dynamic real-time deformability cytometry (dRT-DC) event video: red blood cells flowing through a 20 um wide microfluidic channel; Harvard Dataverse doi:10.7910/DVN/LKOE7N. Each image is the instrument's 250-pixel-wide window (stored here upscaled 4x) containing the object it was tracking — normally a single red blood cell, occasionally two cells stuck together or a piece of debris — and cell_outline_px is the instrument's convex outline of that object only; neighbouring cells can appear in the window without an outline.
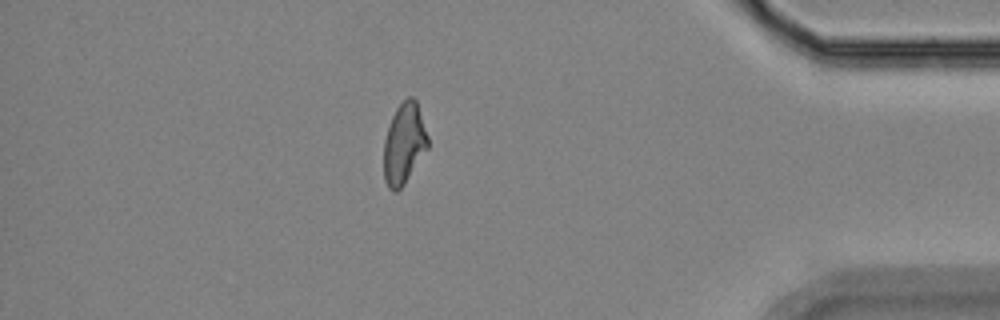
{"species": "Egyptian fruit bat (a non-hibernating species)", "species_latin": "Rousettus aegyptiacus", "temperature_condition": "room temperature", "stored_images_in_passage": 15, "segment_of_instrument_passage": [2, 2], "camera_frame_rate_fps": 3000, "um_per_image_px": 0.085, "animal": {"sex": "female"}, "frame": {"image": 1, "passage_image": 15, "time_ms": 18.0, "image_size_px": [1000, 320], "cell_outline_px": [[428, 148], [404, 184], [396, 192], [392, 192], [388, 188], [384, 180], [384, 140], [392, 116], [396, 108], [408, 96], [412, 96], [416, 100], [428, 136]], "centroid_in_image_um": [34.34, 12.22], "position_along_channel_um": 400.9, "area_um2": 20.69}}